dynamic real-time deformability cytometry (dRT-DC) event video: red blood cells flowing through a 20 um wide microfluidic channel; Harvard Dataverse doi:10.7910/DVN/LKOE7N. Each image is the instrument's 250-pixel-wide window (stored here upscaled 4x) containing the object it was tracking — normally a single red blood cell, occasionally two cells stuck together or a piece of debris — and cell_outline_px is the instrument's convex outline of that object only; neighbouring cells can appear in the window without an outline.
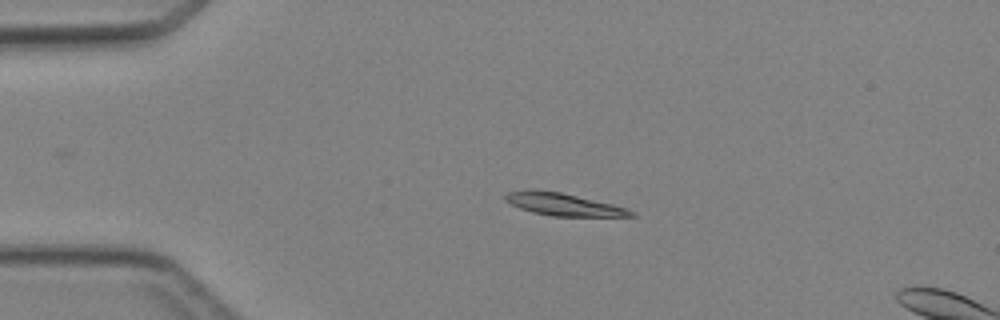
{"species": "Egyptian fruit bat (a non-hibernating species)", "species_latin": "Rousettus aegyptiacus", "temperature_condition": "cold", "stored_images_in_passage": 4, "camera_frame_rate_fps": 3000, "um_per_image_px": 0.085, "animal": {"sex": "female"}, "frame": {"image": 1, "passage_image": 3, "time_ms": 2.333, "image_size_px": [1000, 320], "cell_outline_px": [[636, 216], [552, 216], [532, 212], [520, 208], [504, 200], [504, 196], [508, 192], [532, 188], [560, 192], [612, 204], [628, 208], [636, 212]], "centroid_in_image_um": [47.87, 17.36], "position_along_channel_um": 37.1, "area_um2": 16.47}}